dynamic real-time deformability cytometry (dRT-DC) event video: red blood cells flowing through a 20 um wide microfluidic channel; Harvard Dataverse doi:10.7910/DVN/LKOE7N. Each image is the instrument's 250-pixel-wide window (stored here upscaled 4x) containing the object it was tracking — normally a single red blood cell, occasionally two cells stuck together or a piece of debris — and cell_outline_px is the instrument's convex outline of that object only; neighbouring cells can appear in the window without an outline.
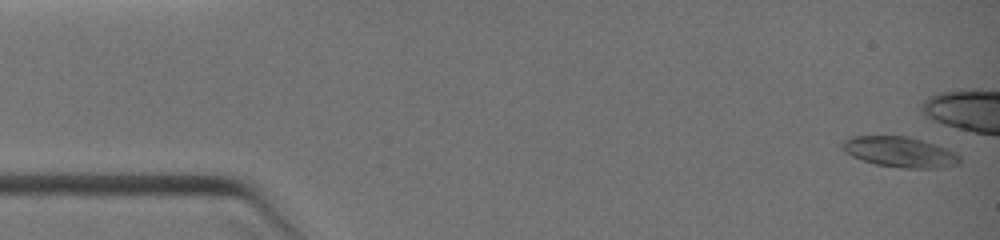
{"species": "common noctule bat (a hibernating species)", "species_latin": "Nyctalus noctula", "temperature_condition": "warm", "stored_images_in_passage": 9, "camera_frame_rate_fps": 3000, "um_per_image_px": 0.085, "animal": {"sex": "female", "body_mass_g": 19.0, "forearm_length_mm": 51.5}, "frame": {"image": 1, "passage_image": 1, "time_ms": 0.0, "image_size_px": [1000, 240], "cell_outline_px": [[960, 164], [940, 168], [904, 168], [876, 164], [860, 160], [844, 152], [840, 148], [840, 140], [852, 136], [908, 136], [956, 152], [960, 156]], "centroid_in_image_um": [76.42, 12.92], "position_along_channel_um": 8.6, "area_um2": 20.98}}